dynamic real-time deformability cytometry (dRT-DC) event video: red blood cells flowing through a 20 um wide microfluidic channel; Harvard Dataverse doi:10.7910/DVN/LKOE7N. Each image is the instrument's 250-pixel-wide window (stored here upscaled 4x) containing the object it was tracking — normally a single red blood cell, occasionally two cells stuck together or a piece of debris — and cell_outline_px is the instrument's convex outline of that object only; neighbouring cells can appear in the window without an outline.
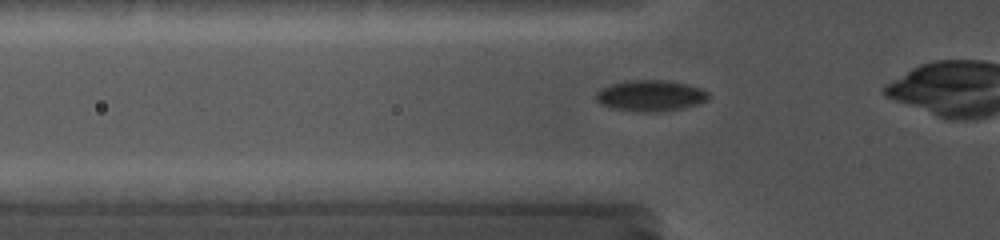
{"species": "common noctule bat (a hibernating species)", "species_latin": "Nyctalus noctula", "temperature_condition": "cold", "stored_images_in_passage": 27, "camera_frame_rate_fps": 5000, "um_per_image_px": 0.085, "animal": {"sex": "female", "body_mass_g": 19.0, "forearm_length_mm": 56.7}, "frame": {"image": 1, "passage_image": 4, "time_ms": 1.0, "image_size_px": [1000, 240], "cell_outline_px": [[708, 100], [696, 104], [680, 108], [656, 112], [636, 112], [612, 108], [600, 104], [596, 100], [596, 92], [600, 88], [612, 84], [628, 80], [668, 80], [688, 84], [700, 88], [708, 92]], "centroid_in_image_um": [55.26, 8.13], "position_along_channel_um": 70.5, "area_um2": 20.4}}
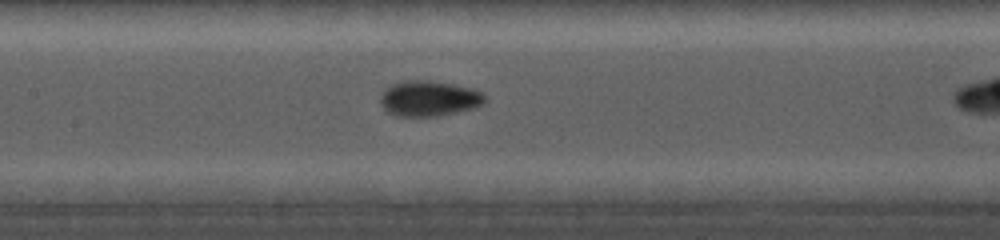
{"frame": {"image": 2, "passage_image": 11, "time_ms": 3.6, "image_size_px": [1000, 240], "cell_outline_px": [[484, 104], [472, 108], [436, 116], [396, 116], [388, 112], [380, 104], [380, 96], [384, 88], [392, 84], [404, 80], [428, 80], [452, 84], [472, 88], [480, 92], [484, 96]], "centroid_in_image_um": [36.4, 8.36], "position_along_channel_um": 171.0, "area_um2": 21.5}}
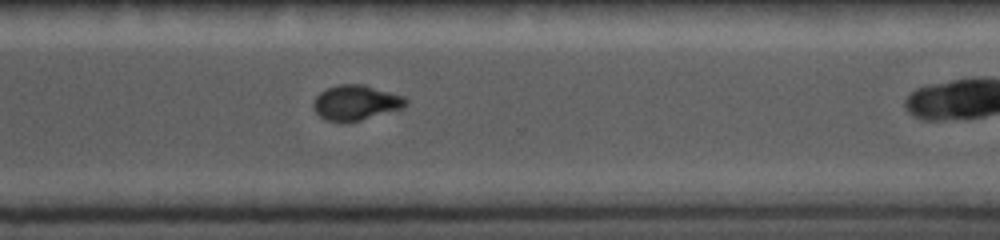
{"frame": {"image": 3, "passage_image": 23, "time_ms": 8.0, "image_size_px": [1000, 240], "cell_outline_px": [[408, 104], [404, 108], [360, 120], [340, 124], [324, 120], [316, 112], [312, 104], [316, 96], [320, 92], [328, 88], [340, 84], [364, 84], [404, 96], [408, 100]], "centroid_in_image_um": [30.25, 8.74], "position_along_channel_um": 340.4, "area_um2": 19.19}}